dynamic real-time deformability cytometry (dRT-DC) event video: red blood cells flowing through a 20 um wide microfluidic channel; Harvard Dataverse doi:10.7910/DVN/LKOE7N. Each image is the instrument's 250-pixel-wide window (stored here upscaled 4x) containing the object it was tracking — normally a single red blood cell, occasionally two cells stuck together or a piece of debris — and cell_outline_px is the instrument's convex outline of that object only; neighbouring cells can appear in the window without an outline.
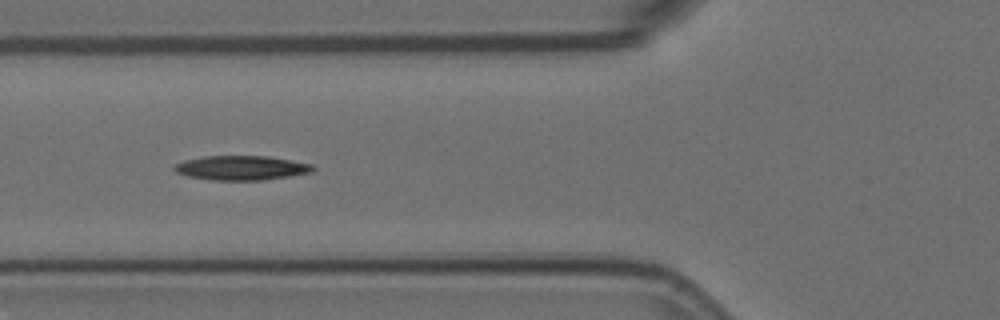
{"species": "Egyptian fruit bat (a non-hibernating species)", "species_latin": "Rousettus aegyptiacus", "temperature_condition": "room temperature", "stored_images_in_passage": 4, "camera_frame_rate_fps": 3000, "um_per_image_px": 0.085, "animal": {"sex": "female"}, "frame": {"image": 1, "passage_image": 2, "time_ms": 0.333, "image_size_px": [1000, 320], "cell_outline_px": [[316, 168], [312, 172], [264, 180], [212, 180], [188, 176], [176, 172], [172, 168], [176, 164], [184, 160], [204, 156], [268, 156], [312, 164]], "centroid_in_image_um": [20.51, 14.27], "position_along_channel_um": 105.3, "area_um2": 19.65}}
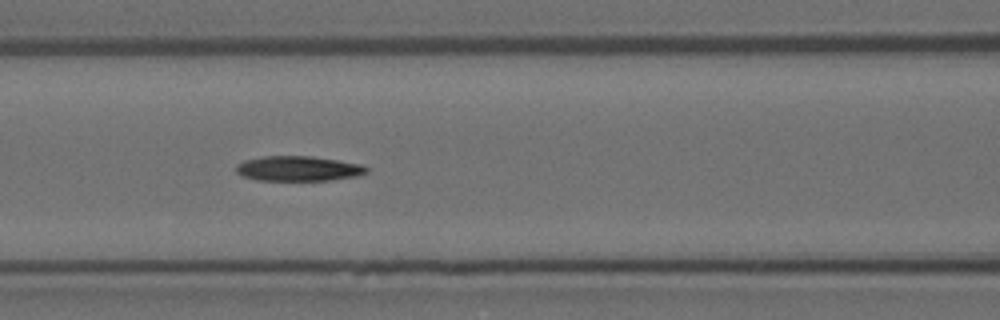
{"frame": {"image": 2, "passage_image": 3, "time_ms": 0.667, "image_size_px": [1000, 320], "cell_outline_px": [[368, 172], [356, 176], [328, 180], [256, 180], [244, 176], [236, 172], [236, 164], [244, 160], [264, 156], [312, 156], [360, 164], [368, 168]], "centroid_in_image_um": [25.33, 14.32], "position_along_channel_um": 141.3, "area_um2": 18.84}}
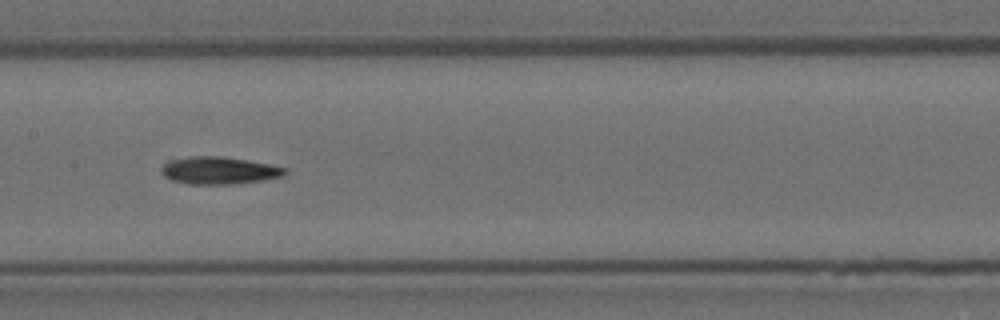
{"frame": {"image": 3, "passage_image": 4, "time_ms": 1.0, "image_size_px": [1000, 320], "cell_outline_px": [[288, 172], [284, 176], [264, 180], [232, 184], [188, 184], [172, 180], [164, 176], [160, 172], [160, 168], [164, 164], [172, 160], [192, 156], [220, 156], [248, 160], [288, 168]], "centroid_in_image_um": [18.64, 14.49], "position_along_channel_um": 188.8, "area_um2": 19.77}}